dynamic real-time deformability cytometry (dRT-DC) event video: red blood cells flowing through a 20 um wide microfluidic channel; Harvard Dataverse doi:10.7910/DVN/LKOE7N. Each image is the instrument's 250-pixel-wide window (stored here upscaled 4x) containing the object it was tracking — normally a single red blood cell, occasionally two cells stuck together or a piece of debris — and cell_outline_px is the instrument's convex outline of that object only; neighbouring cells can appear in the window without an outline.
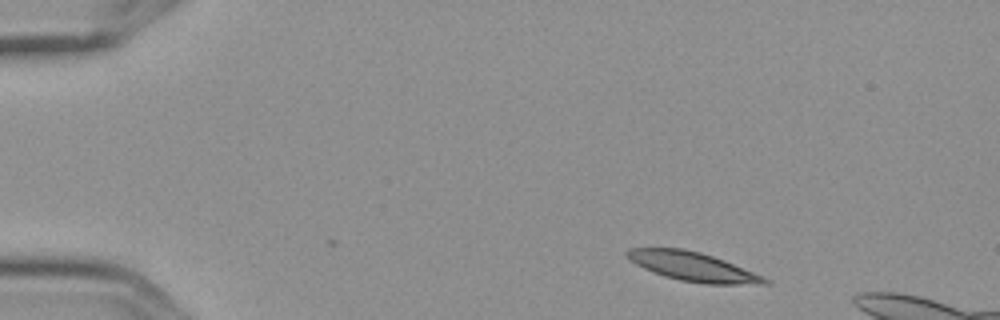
{"species": "Egyptian fruit bat (a non-hibernating species)", "species_latin": "Rousettus aegyptiacus", "temperature_condition": "cold", "stored_images_in_passage": 2, "camera_frame_rate_fps": 3000, "um_per_image_px": 0.085, "frame": {"image": 1, "passage_image": 2, "time_ms": 0.333, "image_size_px": [1000, 320], "cell_outline_px": [[772, 284], [704, 284], [680, 280], [664, 276], [652, 272], [628, 260], [624, 256], [624, 252], [628, 248], [680, 248], [700, 252], [724, 260], [752, 272], [768, 280]], "centroid_in_image_um": [58.8, 22.65], "position_along_channel_um": 26.2, "area_um2": 23.12}}